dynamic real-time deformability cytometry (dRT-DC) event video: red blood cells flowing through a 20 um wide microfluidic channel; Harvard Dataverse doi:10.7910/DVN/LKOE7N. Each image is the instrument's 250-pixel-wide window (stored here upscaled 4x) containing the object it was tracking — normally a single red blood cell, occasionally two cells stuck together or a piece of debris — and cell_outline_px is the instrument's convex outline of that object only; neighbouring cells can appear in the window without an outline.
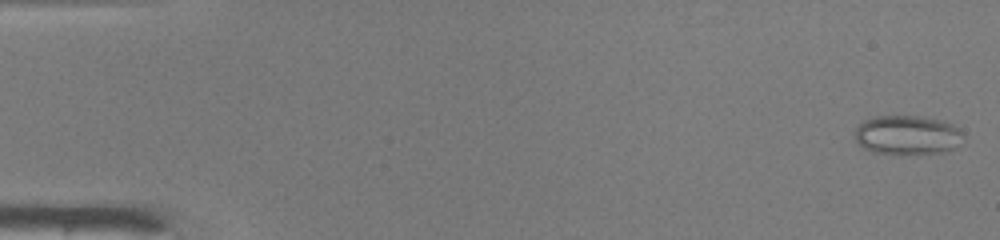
{"species": "common noctule bat (a hibernating species)", "species_latin": "Nyctalus noctula", "temperature_condition": "warm", "stored_images_in_passage": 48, "camera_frame_rate_fps": 3000, "um_per_image_px": 0.085, "animal": {"sex": "male", "body_mass_g": 19.0, "forearm_length_mm": 50.8}, "frame": {"image": 1, "passage_image": 1, "time_ms": 0.0, "image_size_px": [1000, 240], "cell_outline_px": [[964, 132], [956, 148], [948, 152], [900, 156], [896, 156], [872, 152], [864, 148], [856, 140], [856, 128], [864, 120], [872, 116], [920, 116], [944, 120], [960, 128]], "centroid_in_image_um": [77.16, 11.51], "position_along_channel_um": 7.8, "area_um2": 25.61}}
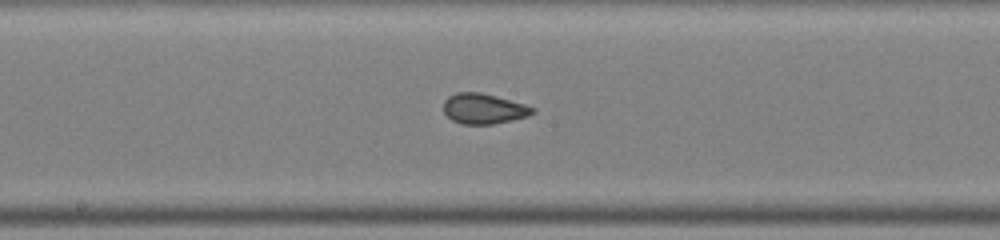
{"frame": {"image": 2, "passage_image": 26, "time_ms": 8.333, "image_size_px": [1000, 240], "cell_outline_px": [[536, 112], [528, 116], [492, 124], [460, 124], [452, 120], [444, 112], [444, 100], [448, 96], [456, 92], [480, 92], [524, 104], [536, 108]], "centroid_in_image_um": [41.1, 9.24], "position_along_channel_um": 207.1, "area_um2": 15.66}}
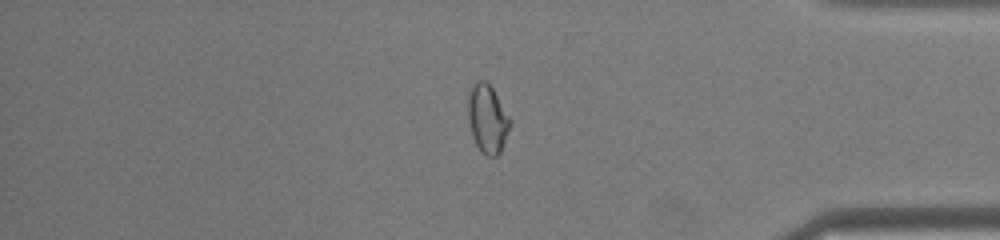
{"frame": {"image": 3, "passage_image": 41, "time_ms": 13.333, "image_size_px": [1000, 240], "cell_outline_px": [[512, 124], [500, 152], [496, 156], [488, 156], [480, 152], [472, 136], [468, 120], [468, 92], [476, 80], [488, 80], [512, 120]], "centroid_in_image_um": [41.44, 10.07], "position_along_channel_um": 393.8, "area_um2": 17.11}, "authors_computed_cell_mechanics": {"area_um2": 17.1666, "velocity_mm_per_s": 4.1823, "shape_relaxation_time_tau1_ms": null, "shape_relaxation_time_tau2_ms": 0.8847, "deformation_change_tau1": null, "deformation_change_tau2": 0.0492}}